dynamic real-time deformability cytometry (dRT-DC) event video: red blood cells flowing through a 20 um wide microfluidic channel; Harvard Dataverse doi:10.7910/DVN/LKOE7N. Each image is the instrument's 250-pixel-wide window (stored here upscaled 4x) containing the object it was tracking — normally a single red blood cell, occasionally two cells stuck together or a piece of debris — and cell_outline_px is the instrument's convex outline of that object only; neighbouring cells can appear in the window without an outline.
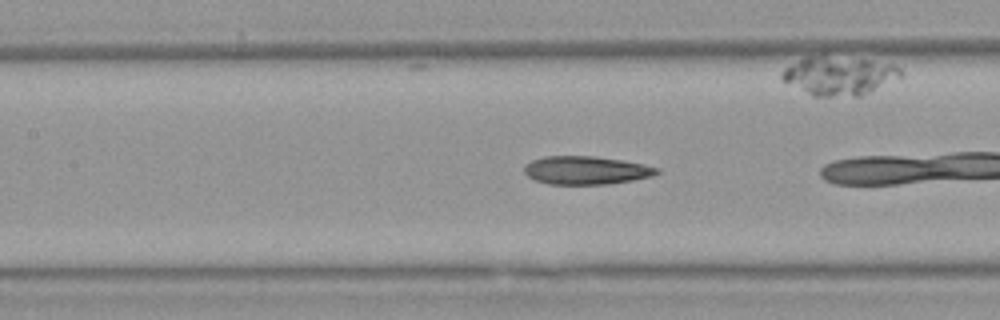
{"species": "Egyptian fruit bat (a non-hibernating species)", "species_latin": "Rousettus aegyptiacus", "temperature_condition": "warm", "stored_images_in_passage": 8, "camera_frame_rate_fps": 3000, "um_per_image_px": 0.085, "animal": {"sex": "female"}, "frame": {"image": 1, "passage_image": 7, "time_ms": 2.0, "image_size_px": [1000, 320], "cell_outline_px": [[660, 172], [652, 176], [632, 180], [608, 184], [548, 184], [536, 180], [528, 176], [524, 172], [524, 164], [532, 160], [544, 156], [596, 156], [644, 164], [660, 168]], "centroid_in_image_um": [49.81, 14.47], "position_along_channel_um": 157.6, "area_um2": 21.85}}